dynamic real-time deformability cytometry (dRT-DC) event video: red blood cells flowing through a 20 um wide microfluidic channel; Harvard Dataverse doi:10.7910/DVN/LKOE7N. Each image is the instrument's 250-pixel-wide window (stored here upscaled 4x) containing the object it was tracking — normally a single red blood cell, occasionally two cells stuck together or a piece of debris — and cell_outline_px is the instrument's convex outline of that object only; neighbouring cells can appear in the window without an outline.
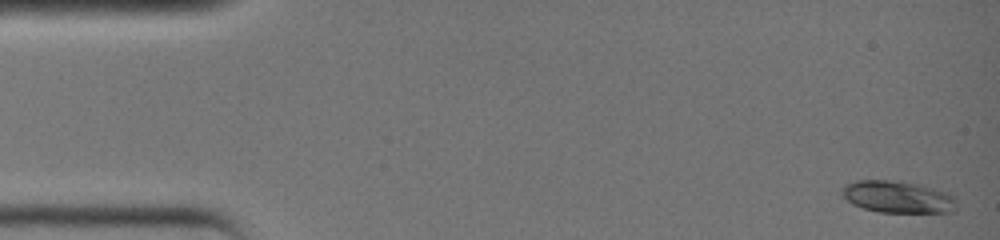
{"species": "common noctule bat (a hibernating species)", "species_latin": "Nyctalus noctula", "temperature_condition": "warm", "stored_images_in_passage": 36, "camera_frame_rate_fps": 3000, "um_per_image_px": 0.085, "animal": {"sex": "female", "body_mass_g": 19.0, "forearm_length_mm": 51.5}, "frame": {"image": 1, "passage_image": 1, "time_ms": 0.0, "image_size_px": [1000, 240], "cell_outline_px": [[956, 208], [952, 212], [876, 212], [852, 204], [840, 192], [844, 184], [856, 180], [900, 180], [920, 184], [932, 188], [952, 196], [956, 204]], "centroid_in_image_um": [76.25, 16.72], "position_along_channel_um": 8.8, "area_um2": 21.33}}
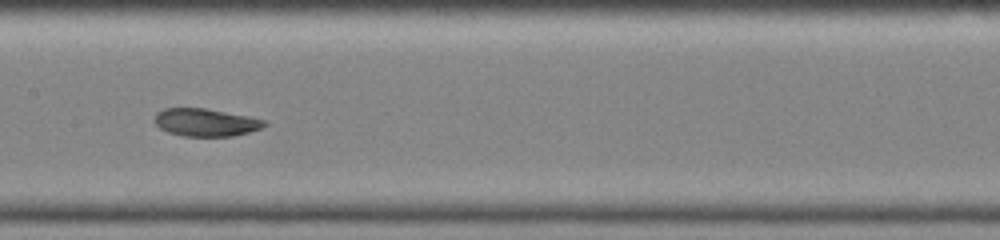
{"frame": {"image": 2, "passage_image": 19, "time_ms": 6.0, "image_size_px": [1000, 240], "cell_outline_px": [[268, 124], [260, 128], [248, 132], [232, 136], [184, 136], [168, 132], [160, 128], [156, 124], [156, 112], [164, 108], [204, 108], [248, 116], [264, 120]], "centroid_in_image_um": [17.47, 10.4], "position_along_channel_um": 189.9, "area_um2": 17.51}}
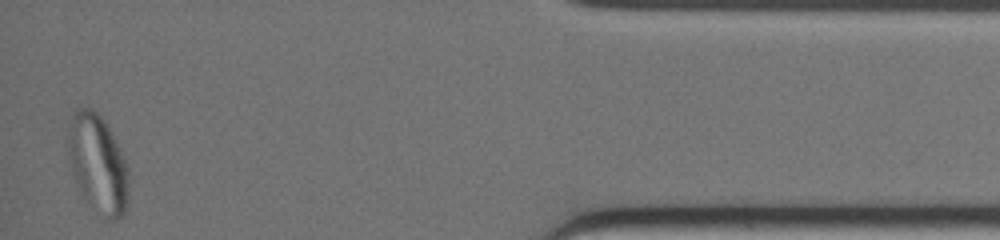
{"frame": {"image": 3, "passage_image": 36, "time_ms": 11.667, "image_size_px": [1000, 240], "cell_outline_px": [[128, 200], [124, 212], [116, 220], [108, 220], [84, 196], [76, 180], [68, 152], [68, 124], [72, 112], [80, 104], [92, 108], [104, 120], [128, 168]], "centroid_in_image_um": [8.3, 13.84], "position_along_channel_um": 426.9, "area_um2": 33.99}}